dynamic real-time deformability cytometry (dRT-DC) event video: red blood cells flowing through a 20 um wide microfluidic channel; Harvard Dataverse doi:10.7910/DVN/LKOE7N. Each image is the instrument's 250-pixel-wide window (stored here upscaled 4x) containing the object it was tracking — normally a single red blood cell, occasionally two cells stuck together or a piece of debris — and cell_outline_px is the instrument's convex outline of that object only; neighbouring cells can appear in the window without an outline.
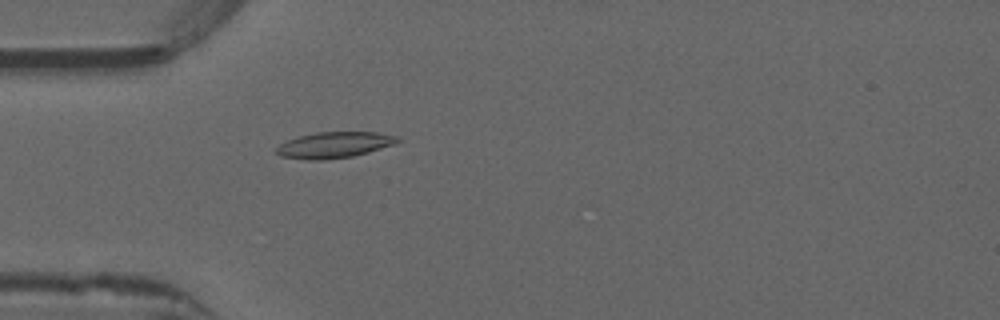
{"species": "common noctule bat (a hibernating species)", "species_latin": "Nyctalus noctula", "temperature_condition": "warm", "stored_images_in_passage": 11, "camera_frame_rate_fps": 3000, "um_per_image_px": 0.085, "animal": {"sex": "male", "forearm_length_mm": 52.5}, "frame": {"image": 1, "passage_image": 1, "time_ms": 0.0, "image_size_px": [1000, 320], "cell_outline_px": [[400, 140], [392, 144], [368, 152], [352, 156], [320, 160], [308, 160], [280, 156], [276, 152], [276, 148], [280, 144], [288, 140], [300, 136], [316, 132], [376, 132], [400, 136]], "centroid_in_image_um": [28.4, 12.31], "position_along_channel_um": 56.6, "area_um2": 18.15}}
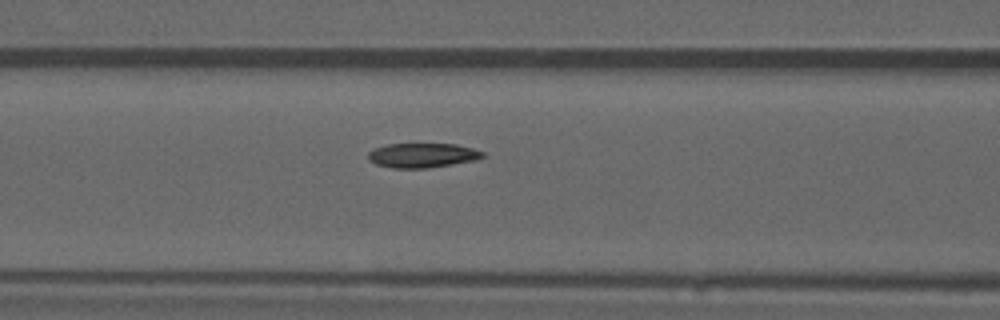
{"frame": {"image": 2, "passage_image": 7, "time_ms": 2.0, "image_size_px": [1000, 320], "cell_outline_px": [[484, 156], [476, 160], [428, 168], [392, 168], [376, 164], [368, 160], [368, 152], [372, 148], [388, 144], [456, 144], [472, 148], [484, 152]], "centroid_in_image_um": [35.87, 13.2], "position_along_channel_um": 130.7, "area_um2": 16.42}}
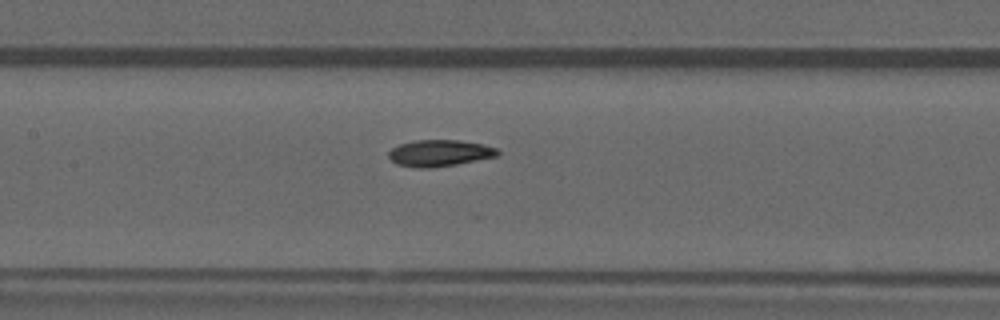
{"frame": {"image": 3, "passage_image": 10, "time_ms": 3.0, "image_size_px": [1000, 320], "cell_outline_px": [[500, 152], [496, 156], [456, 164], [432, 168], [416, 168], [396, 164], [388, 156], [388, 152], [392, 148], [400, 144], [416, 140], [460, 140], [484, 144], [496, 148]], "centroid_in_image_um": [37.34, 13.01], "position_along_channel_um": 170.1, "area_um2": 16.82}}